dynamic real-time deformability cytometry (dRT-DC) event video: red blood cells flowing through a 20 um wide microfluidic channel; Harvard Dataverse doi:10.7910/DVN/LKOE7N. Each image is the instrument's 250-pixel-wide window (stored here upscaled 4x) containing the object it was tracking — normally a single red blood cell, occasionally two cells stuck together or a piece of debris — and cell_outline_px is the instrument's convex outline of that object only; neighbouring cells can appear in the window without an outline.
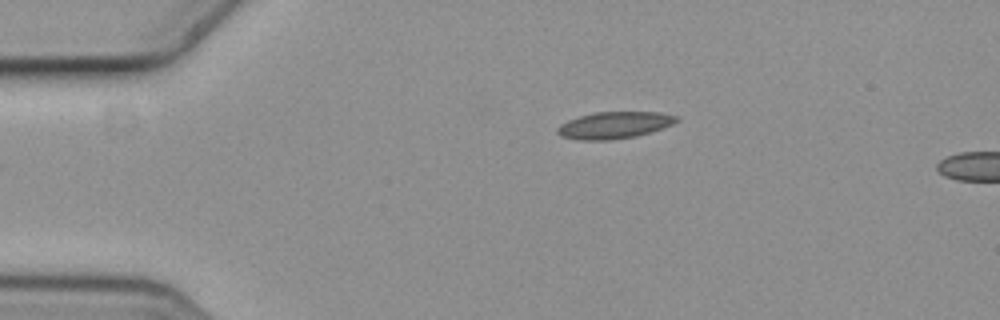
{"species": "common noctule bat (a hibernating species)", "species_latin": "Nyctalus noctula", "temperature_condition": "cold", "stored_images_in_passage": 2, "camera_frame_rate_fps": 3000, "um_per_image_px": 0.085, "animal": {"sex": "female", "body_mass_g": 19.3, "forearm_length_mm": 54.1}, "frame": {"image": 1, "passage_image": 1, "time_ms": 0.0, "image_size_px": [1000, 320], "cell_outline_px": [[680, 120], [672, 124], [636, 136], [612, 140], [576, 140], [560, 136], [556, 132], [556, 128], [560, 124], [568, 120], [580, 116], [596, 112], [660, 112], [680, 116]], "centroid_in_image_um": [52.19, 10.64], "position_along_channel_um": 32.8, "area_um2": 18.67}}